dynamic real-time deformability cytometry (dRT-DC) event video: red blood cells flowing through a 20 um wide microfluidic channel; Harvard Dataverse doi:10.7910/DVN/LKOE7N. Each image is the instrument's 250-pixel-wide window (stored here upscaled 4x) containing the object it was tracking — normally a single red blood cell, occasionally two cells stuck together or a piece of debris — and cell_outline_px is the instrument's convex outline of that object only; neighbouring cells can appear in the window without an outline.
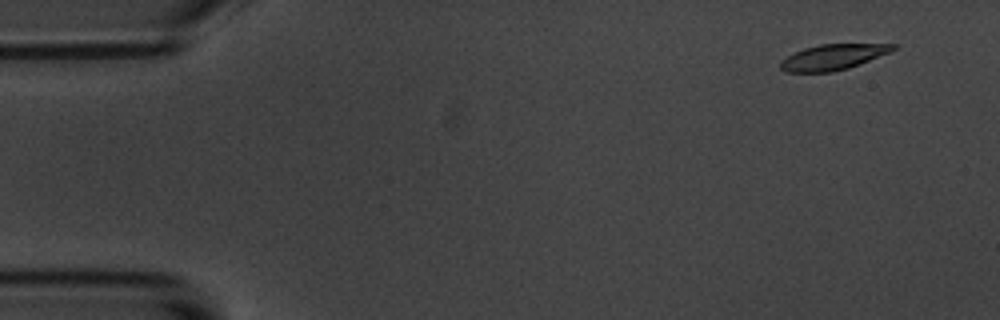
{"species": "common noctule bat (a hibernating species)", "species_latin": "Nyctalus noctula", "temperature_condition": "room temperature", "stored_images_in_passage": 8, "camera_frame_rate_fps": 3000, "um_per_image_px": 0.085, "animal": {"sex": "male", "body_mass_g": 20.1, "forearm_length_mm": 53.5}, "frame": {"image": 1, "passage_image": 2, "time_ms": 1.0, "image_size_px": [1000, 320], "cell_outline_px": [[896, 48], [888, 52], [848, 68], [832, 72], [784, 72], [780, 68], [780, 60], [804, 48], [820, 44], [896, 44]], "centroid_in_image_um": [70.74, 4.85], "position_along_channel_um": 14.3, "area_um2": 16.47}}
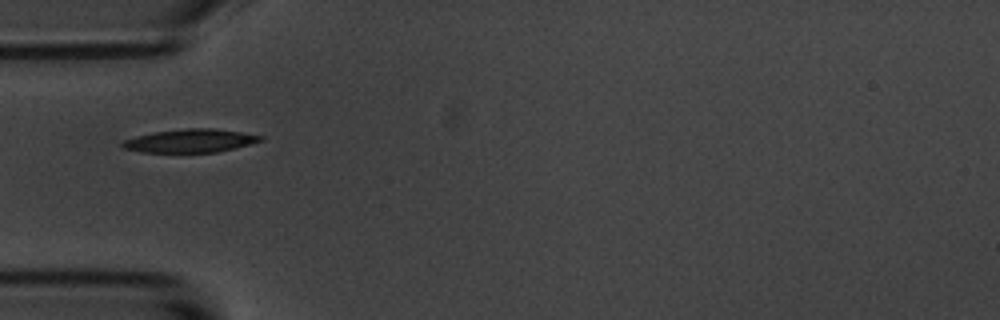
{"frame": {"image": 2, "passage_image": 6, "time_ms": 5.667, "image_size_px": [1000, 320], "cell_outline_px": [[264, 140], [252, 144], [216, 152], [140, 152], [124, 148], [120, 144], [124, 140], [136, 136], [152, 132], [184, 128], [216, 128], [264, 136]], "centroid_in_image_um": [16.19, 11.96], "position_along_channel_um": 68.8, "area_um2": 18.84}}
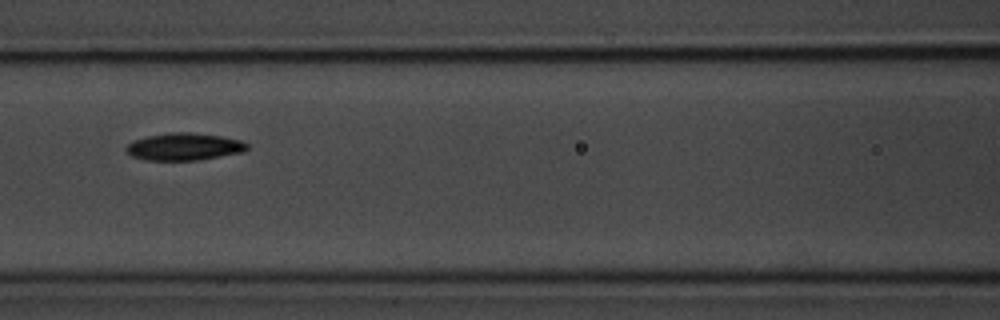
{"frame": {"image": 3, "passage_image": 8, "time_ms": 8.0, "image_size_px": [1000, 320], "cell_outline_px": [[248, 148], [244, 152], [196, 160], [144, 160], [132, 156], [124, 148], [132, 140], [148, 136], [172, 132], [192, 132], [220, 136], [240, 140], [248, 144]], "centroid_in_image_um": [15.64, 12.46], "position_along_channel_um": 151.0, "area_um2": 19.19}}